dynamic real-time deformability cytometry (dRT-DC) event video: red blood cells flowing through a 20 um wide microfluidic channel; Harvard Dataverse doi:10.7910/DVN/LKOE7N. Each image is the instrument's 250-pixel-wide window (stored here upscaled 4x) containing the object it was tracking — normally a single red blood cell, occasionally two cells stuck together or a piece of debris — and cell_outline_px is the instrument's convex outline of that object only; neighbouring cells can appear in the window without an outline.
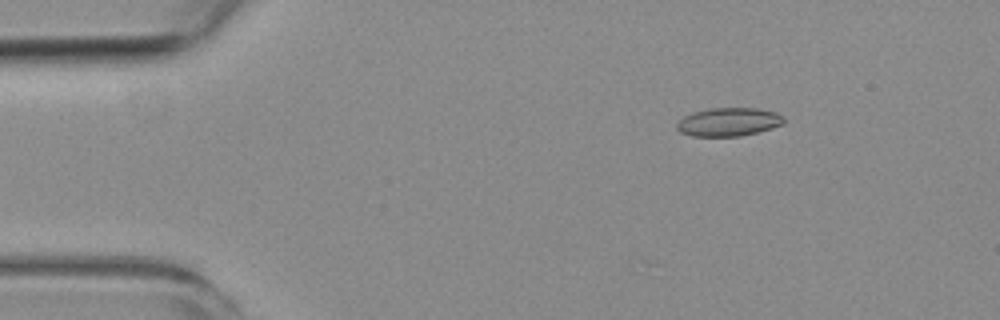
{"species": "common noctule bat (a hibernating species)", "species_latin": "Nyctalus noctula", "temperature_condition": "room temperature", "stored_images_in_passage": 5, "segment_of_instrument_passage": [2, 2], "camera_frame_rate_fps": 3000, "um_per_image_px": 0.085, "animal": {"sex": "female", "body_mass_g": 19.3, "forearm_length_mm": 54.1}, "frame": {"image": 1, "passage_image": 5, "time_ms": 5.667, "image_size_px": [1000, 320], "cell_outline_px": [[784, 124], [772, 128], [740, 136], [692, 136], [680, 132], [676, 128], [676, 124], [684, 116], [692, 112], [708, 108], [756, 108], [776, 112], [784, 116]], "centroid_in_image_um": [61.93, 10.36], "position_along_channel_um": 23.1, "area_um2": 17.8}}